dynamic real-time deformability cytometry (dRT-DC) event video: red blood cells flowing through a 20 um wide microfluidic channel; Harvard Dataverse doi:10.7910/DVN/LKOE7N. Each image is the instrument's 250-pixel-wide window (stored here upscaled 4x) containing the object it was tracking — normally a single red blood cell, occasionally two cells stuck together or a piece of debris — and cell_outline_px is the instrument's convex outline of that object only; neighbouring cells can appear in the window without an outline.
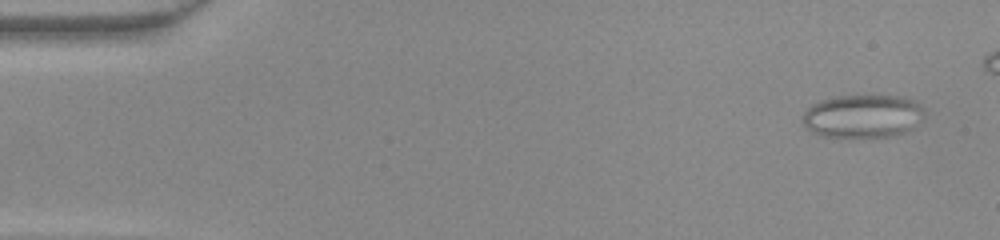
{"species": "common noctule bat (a hibernating species)", "species_latin": "Nyctalus noctula", "temperature_condition": "warm", "stored_images_in_passage": 44, "camera_frame_rate_fps": 3000, "um_per_image_px": 0.085, "animal": {"sex": "female", "body_mass_g": 22.0, "forearm_length_mm": 56.7}, "frame": {"image": 1, "passage_image": 3, "time_ms": 0.667, "image_size_px": [1000, 240], "cell_outline_px": [[924, 120], [908, 132], [896, 136], [872, 140], [848, 140], [820, 136], [804, 128], [804, 112], [812, 104], [820, 100], [836, 96], [900, 96], [912, 100], [920, 104], [924, 112]], "centroid_in_image_um": [73.35, 9.96], "position_along_channel_um": 11.6, "area_um2": 32.19}}
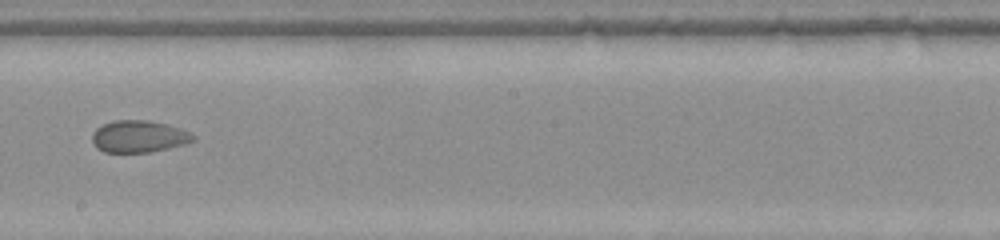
{"frame": {"image": 2, "passage_image": 28, "time_ms": 9.0, "image_size_px": [1000, 240], "cell_outline_px": [[196, 140], [184, 144], [168, 148], [148, 152], [104, 152], [96, 148], [92, 140], [92, 132], [96, 128], [104, 124], [116, 120], [148, 120], [168, 124], [192, 132], [196, 136]], "centroid_in_image_um": [11.82, 11.59], "position_along_channel_um": 236.4, "area_um2": 18.96}}
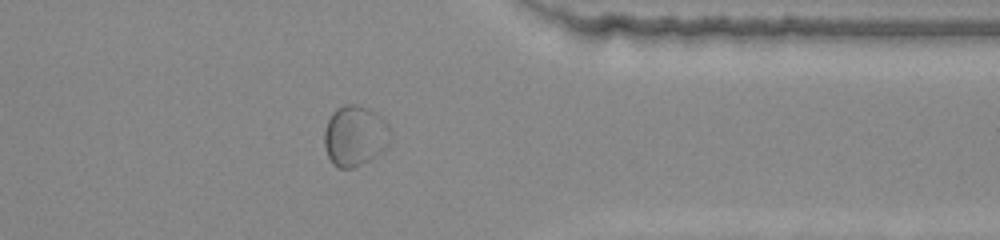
{"frame": {"image": 3, "passage_image": 39, "time_ms": 12.667, "image_size_px": [1000, 240], "cell_outline_px": [[392, 136], [388, 148], [376, 156], [352, 168], [340, 168], [332, 164], [328, 156], [324, 144], [324, 132], [328, 120], [332, 112], [336, 108], [344, 104], [356, 104], [372, 108], [388, 124], [392, 132]], "centroid_in_image_um": [30.2, 11.52], "position_along_channel_um": 381.2, "area_um2": 23.81}}